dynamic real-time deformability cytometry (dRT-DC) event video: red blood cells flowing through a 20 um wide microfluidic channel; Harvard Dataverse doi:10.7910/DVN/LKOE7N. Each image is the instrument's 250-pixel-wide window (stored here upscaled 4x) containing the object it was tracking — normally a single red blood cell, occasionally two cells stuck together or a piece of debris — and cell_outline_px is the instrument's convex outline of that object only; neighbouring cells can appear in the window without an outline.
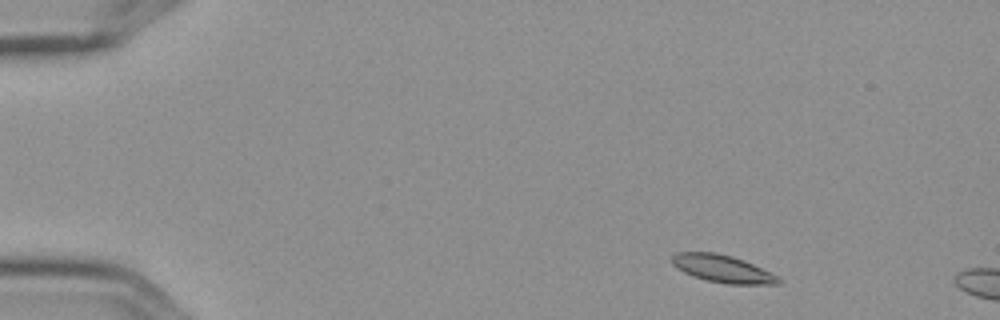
{"species": "Egyptian fruit bat (a non-hibernating species)", "species_latin": "Rousettus aegyptiacus", "temperature_condition": "cold", "stored_images_in_passage": 3, "camera_frame_rate_fps": 3000, "um_per_image_px": 0.085, "frame": {"image": 1, "passage_image": 1, "time_ms": 0.0, "image_size_px": [1000, 320], "cell_outline_px": [[780, 284], [728, 284], [708, 280], [692, 276], [676, 268], [672, 264], [672, 256], [676, 252], [716, 252], [732, 256], [744, 260], [776, 276], [780, 280]], "centroid_in_image_um": [61.36, 22.83], "position_along_channel_um": 23.6, "area_um2": 16.82}}